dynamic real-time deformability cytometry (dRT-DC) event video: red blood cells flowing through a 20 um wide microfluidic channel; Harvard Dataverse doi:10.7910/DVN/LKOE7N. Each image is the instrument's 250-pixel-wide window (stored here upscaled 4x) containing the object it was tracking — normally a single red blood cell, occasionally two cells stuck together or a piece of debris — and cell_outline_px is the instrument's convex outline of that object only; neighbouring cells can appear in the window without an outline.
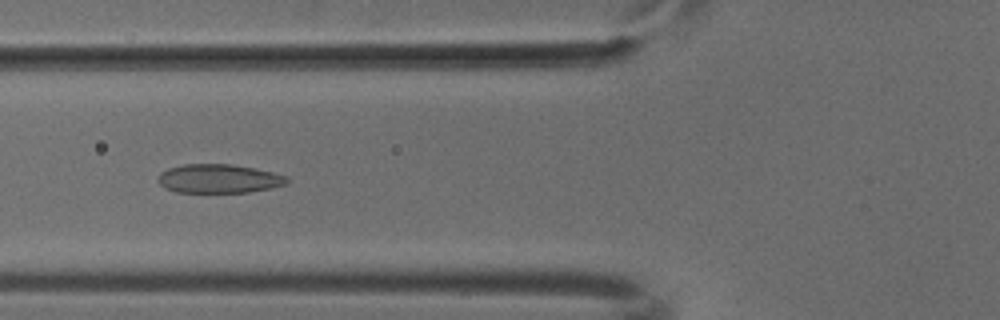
{"species": "common noctule bat (a hibernating species)", "species_latin": "Nyctalus noctula", "temperature_condition": "cold", "stored_images_in_passage": 50, "camera_frame_rate_fps": 3000, "um_per_image_px": 0.085, "animal": {"sex": "male", "body_mass_g": 18.8}, "frame": {"image": 1, "passage_image": 19, "time_ms": 6.0, "image_size_px": [1000, 320], "cell_outline_px": [[288, 184], [272, 188], [248, 192], [176, 192], [164, 188], [156, 180], [160, 172], [168, 168], [184, 164], [232, 164], [256, 168], [288, 176]], "centroid_in_image_um": [18.6, 15.18], "position_along_channel_um": 107.2, "area_um2": 21.91}}
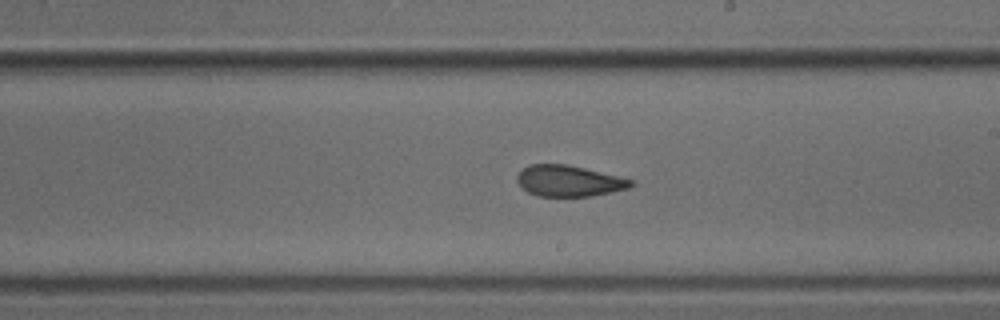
{"frame": {"image": 2, "passage_image": 29, "time_ms": 9.333, "image_size_px": [1000, 320], "cell_outline_px": [[636, 184], [628, 188], [592, 196], [540, 196], [528, 192], [520, 188], [516, 180], [516, 176], [528, 164], [568, 164], [636, 180]], "centroid_in_image_um": [48.36, 15.37], "position_along_channel_um": 240.6, "area_um2": 20.81}}
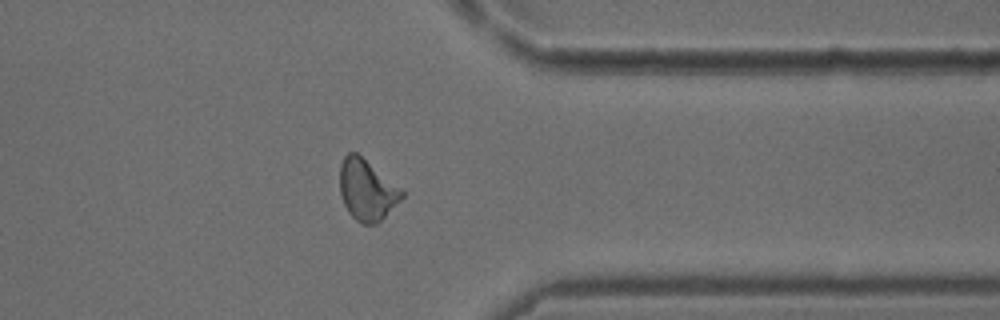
{"frame": {"image": 3, "passage_image": 40, "time_ms": 13.0, "image_size_px": [1000, 320], "cell_outline_px": [[404, 196], [376, 224], [360, 224], [348, 212], [344, 204], [340, 192], [340, 164], [344, 156], [348, 152], [356, 152], [404, 188]], "centroid_in_image_um": [31.2, 16.12], "position_along_channel_um": 380.2, "area_um2": 22.2}}